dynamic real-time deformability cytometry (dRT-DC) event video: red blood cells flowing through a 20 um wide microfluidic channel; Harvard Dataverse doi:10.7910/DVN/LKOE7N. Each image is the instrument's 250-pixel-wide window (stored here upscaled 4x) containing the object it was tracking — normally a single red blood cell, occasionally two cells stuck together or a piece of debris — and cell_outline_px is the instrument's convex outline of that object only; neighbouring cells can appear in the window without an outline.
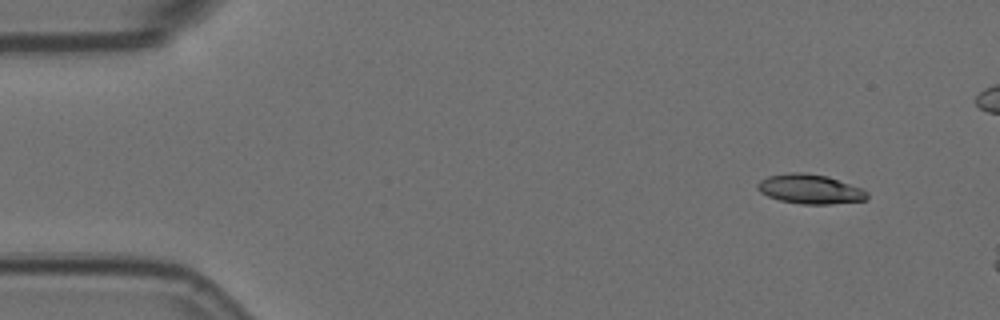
{"species": "Egyptian fruit bat (a non-hibernating species)", "species_latin": "Rousettus aegyptiacus", "temperature_condition": "room temperature", "stored_images_in_passage": 7, "camera_frame_rate_fps": 3000, "um_per_image_px": 0.085, "animal": {"sex": "female"}, "frame": {"image": 1, "passage_image": 1, "time_ms": 0.0, "image_size_px": [1000, 320], "cell_outline_px": [[868, 200], [832, 204], [804, 204], [780, 200], [768, 196], [760, 192], [756, 188], [756, 184], [760, 180], [768, 176], [788, 172], [804, 172], [828, 176], [860, 188], [868, 192]], "centroid_in_image_um": [68.84, 16.06], "position_along_channel_um": 16.2, "area_um2": 18.9}}